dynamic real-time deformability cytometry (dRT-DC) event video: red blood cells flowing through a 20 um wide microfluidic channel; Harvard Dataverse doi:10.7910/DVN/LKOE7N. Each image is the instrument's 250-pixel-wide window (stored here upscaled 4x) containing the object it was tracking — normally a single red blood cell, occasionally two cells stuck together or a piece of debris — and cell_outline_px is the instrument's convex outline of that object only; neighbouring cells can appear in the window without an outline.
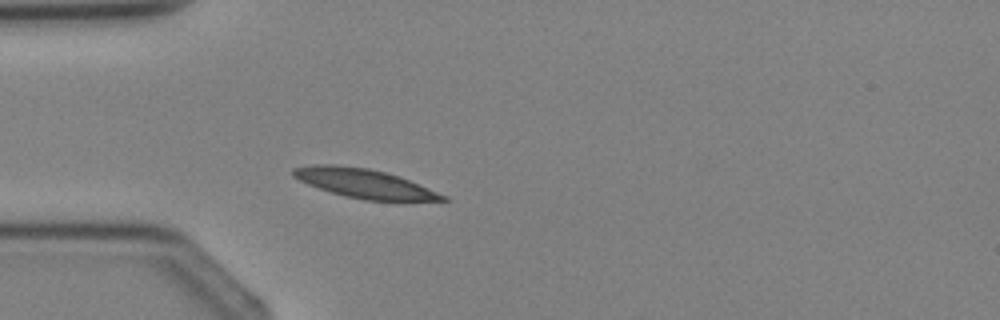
{"species": "Egyptian fruit bat (a non-hibernating species)", "species_latin": "Rousettus aegyptiacus", "temperature_condition": "cold", "stored_images_in_passage": 3, "camera_frame_rate_fps": 3000, "um_per_image_px": 0.085, "animal": {"sex": "female"}, "frame": {"image": 1, "passage_image": 3, "time_ms": 2.333, "image_size_px": [1000, 320], "cell_outline_px": [[448, 200], [364, 200], [344, 196], [308, 184], [292, 176], [292, 168], [312, 164], [336, 164], [368, 168], [400, 176], [448, 196]], "centroid_in_image_um": [30.94, 15.57], "position_along_channel_um": 54.1, "area_um2": 25.14}}